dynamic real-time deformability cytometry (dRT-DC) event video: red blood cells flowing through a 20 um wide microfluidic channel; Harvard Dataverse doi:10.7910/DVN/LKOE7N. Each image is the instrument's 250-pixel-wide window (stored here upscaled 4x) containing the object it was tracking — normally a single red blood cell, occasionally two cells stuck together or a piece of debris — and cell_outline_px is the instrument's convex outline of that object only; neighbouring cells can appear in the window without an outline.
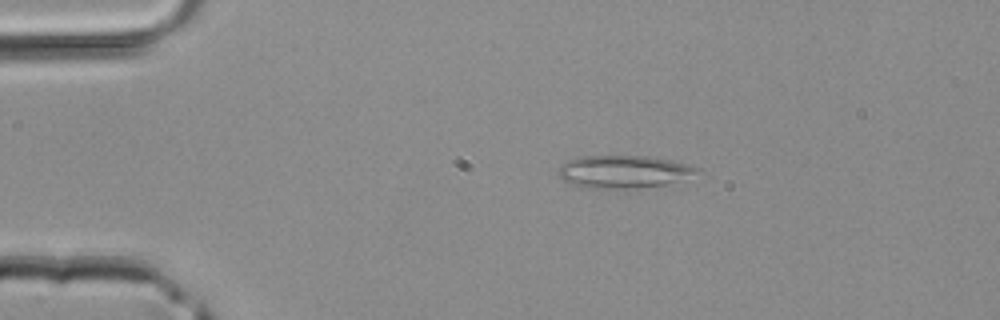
{"species": "common noctule bat (a hibernating species)", "species_latin": "Nyctalus noctula", "temperature_condition": "room temperature", "stored_images_in_passage": 45, "camera_frame_rate_fps": 3000, "um_per_image_px": 0.085, "animal": {"sex": "male", "body_mass_g": 20.4}, "frame": {"image": 1, "passage_image": 9, "time_ms": 2.667, "image_size_px": [1000, 320], "cell_outline_px": [[704, 172], [664, 184], [624, 188], [580, 188], [564, 180], [560, 176], [556, 168], [568, 160], [580, 156], [648, 156], [672, 160], [688, 164], [700, 168]], "centroid_in_image_um": [52.99, 14.58], "position_along_channel_um": 32.0, "area_um2": 26.36}}
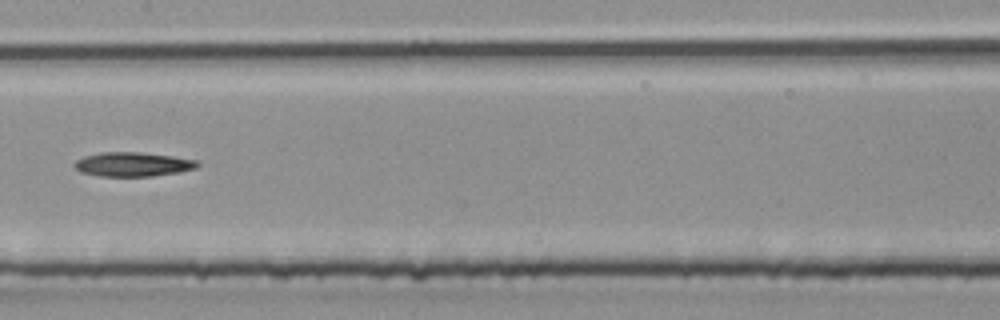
{"frame": {"image": 2, "passage_image": 23, "time_ms": 7.333, "image_size_px": [1000, 320], "cell_outline_px": [[200, 164], [196, 168], [180, 172], [152, 176], [100, 176], [80, 172], [72, 164], [76, 160], [84, 156], [100, 152], [140, 152], [172, 156], [196, 160]], "centroid_in_image_um": [11.27, 13.96], "position_along_channel_um": 196.1, "area_um2": 17.4}}
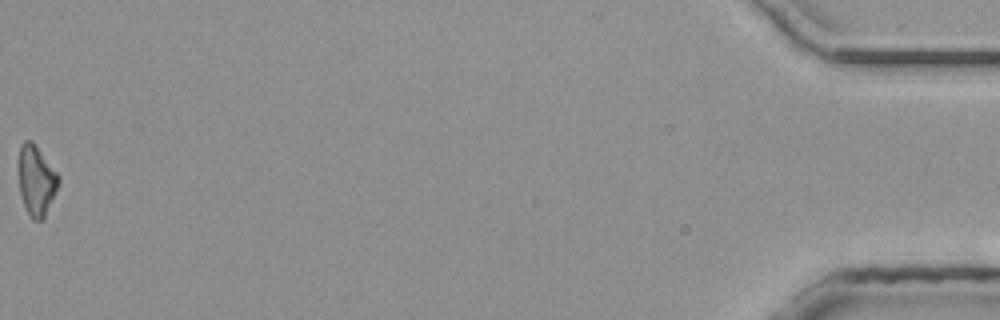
{"frame": {"image": 3, "passage_image": 45, "time_ms": 14.667, "image_size_px": [1000, 320], "cell_outline_px": [[60, 180], [44, 220], [32, 220], [20, 196], [20, 144], [24, 140], [32, 140], [60, 176]], "centroid_in_image_um": [3.11, 15.35], "position_along_channel_um": 432.1, "area_um2": 16.07}}